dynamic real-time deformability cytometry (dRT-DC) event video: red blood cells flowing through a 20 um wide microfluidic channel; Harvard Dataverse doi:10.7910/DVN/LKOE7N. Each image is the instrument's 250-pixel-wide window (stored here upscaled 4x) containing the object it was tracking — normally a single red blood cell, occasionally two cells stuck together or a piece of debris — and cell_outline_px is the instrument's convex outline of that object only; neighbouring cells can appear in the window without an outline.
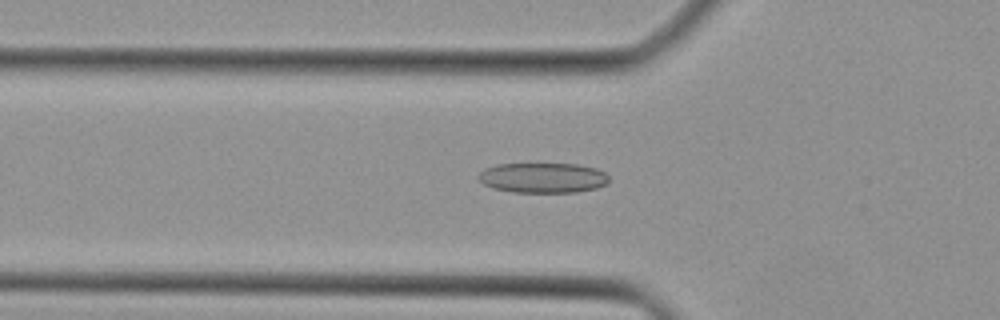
{"species": "Egyptian fruit bat (a non-hibernating species)", "species_latin": "Rousettus aegyptiacus", "temperature_condition": "cold", "stored_images_in_passage": 31, "camera_frame_rate_fps": 3000, "um_per_image_px": 0.085, "animal": {"sex": "female"}, "frame": {"image": 1, "passage_image": 8, "time_ms": 2.333, "image_size_px": [1000, 320], "cell_outline_px": [[608, 184], [596, 188], [576, 192], [512, 192], [492, 188], [484, 184], [476, 176], [484, 168], [496, 164], [580, 164], [596, 168], [604, 172], [608, 176]], "centroid_in_image_um": [46.14, 15.11], "position_along_channel_um": 79.7, "area_um2": 23.06}}
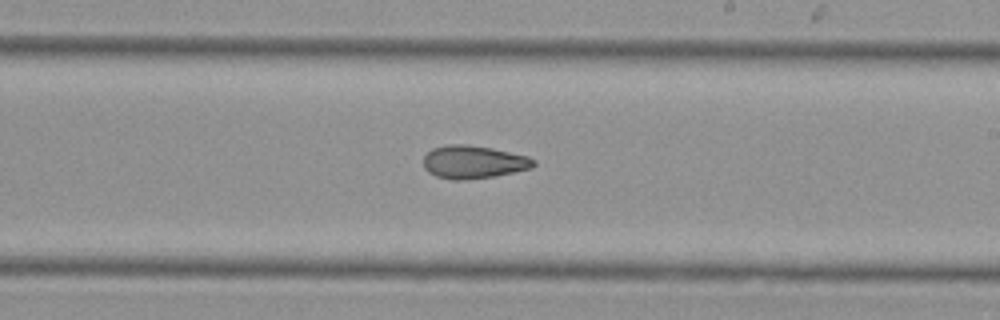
{"frame": {"image": 2, "passage_image": 19, "time_ms": 6.0, "image_size_px": [1000, 320], "cell_outline_px": [[536, 164], [532, 168], [496, 176], [464, 180], [452, 180], [436, 176], [428, 172], [424, 168], [424, 156], [432, 148], [448, 144], [468, 144], [492, 148], [528, 156], [536, 160]], "centroid_in_image_um": [40.25, 13.77], "position_along_channel_um": 248.7, "area_um2": 21.39}}
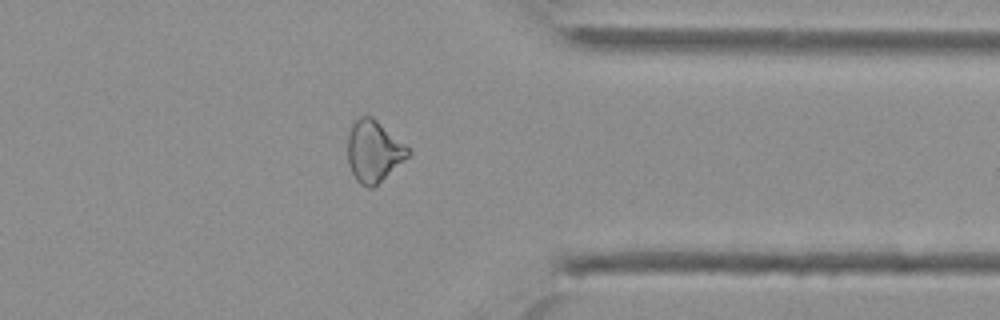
{"frame": {"image": 3, "passage_image": 28, "time_ms": 9.0, "image_size_px": [1000, 320], "cell_outline_px": [[412, 152], [408, 156], [372, 188], [368, 188], [360, 184], [356, 180], [348, 164], [348, 136], [352, 120], [360, 116], [372, 116], [404, 144]], "centroid_in_image_um": [31.72, 12.83], "position_along_channel_um": 379.7, "area_um2": 21.39}}